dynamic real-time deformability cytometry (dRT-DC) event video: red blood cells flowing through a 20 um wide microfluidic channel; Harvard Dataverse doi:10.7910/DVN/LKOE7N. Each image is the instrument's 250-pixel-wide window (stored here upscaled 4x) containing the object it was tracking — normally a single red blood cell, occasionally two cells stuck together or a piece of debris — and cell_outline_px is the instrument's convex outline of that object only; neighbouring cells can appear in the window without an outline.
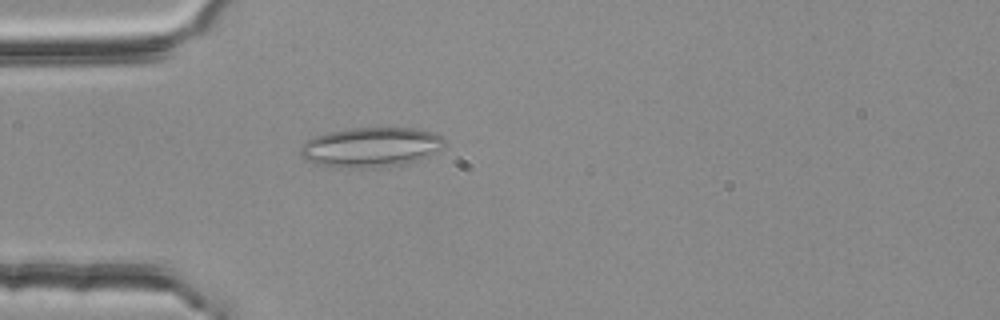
{"species": "common noctule bat (a hibernating species)", "species_latin": "Nyctalus noctula", "temperature_condition": "room temperature", "stored_images_in_passage": 30, "camera_frame_rate_fps": 3000, "um_per_image_px": 0.085, "animal": {"sex": "female", "body_mass_g": 25.1}, "frame": {"image": 1, "passage_image": 2, "time_ms": 0.333, "image_size_px": [1000, 320], "cell_outline_px": [[444, 144], [440, 148], [428, 156], [400, 164], [364, 168], [336, 168], [316, 164], [304, 160], [300, 156], [300, 148], [312, 136], [328, 132], [352, 128], [420, 128], [444, 136]], "centroid_in_image_um": [31.47, 12.5], "position_along_channel_um": 53.5, "area_um2": 33.41}}
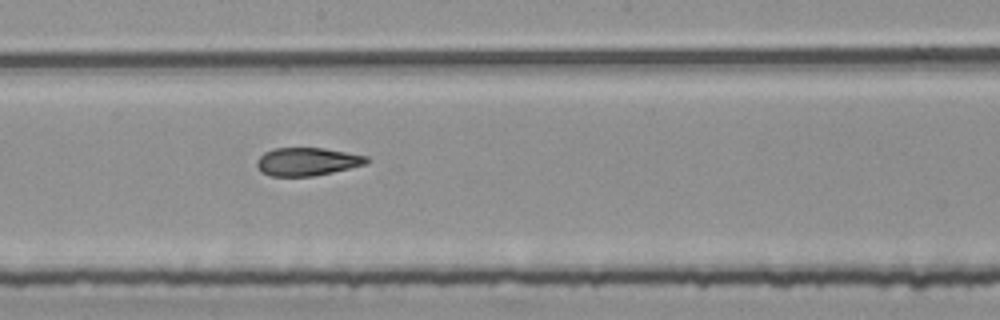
{"frame": {"image": 2, "passage_image": 16, "time_ms": 5.0, "image_size_px": [1000, 320], "cell_outline_px": [[368, 164], [332, 172], [312, 176], [268, 176], [260, 172], [256, 164], [256, 160], [264, 152], [272, 148], [324, 148], [368, 156]], "centroid_in_image_um": [26.08, 13.74], "position_along_channel_um": 222.1, "area_um2": 18.09}}
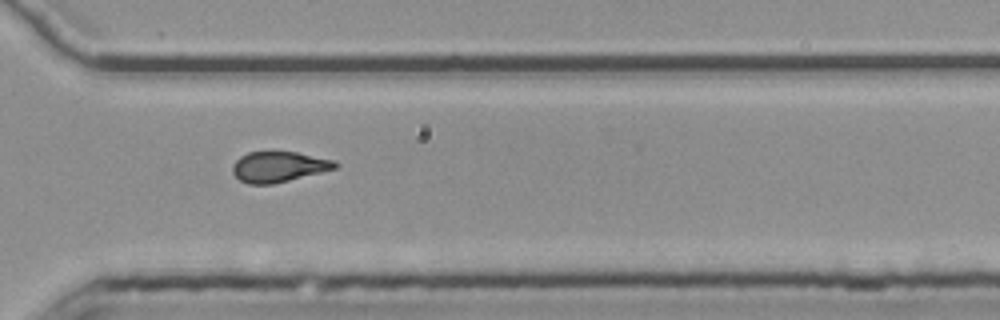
{"frame": {"image": 3, "passage_image": 26, "time_ms": 8.333, "image_size_px": [1000, 320], "cell_outline_px": [[340, 164], [336, 168], [272, 184], [248, 184], [240, 180], [232, 172], [232, 164], [240, 156], [248, 152], [296, 152], [336, 160]], "centroid_in_image_um": [23.68, 14.17], "position_along_channel_um": 346.9, "area_um2": 18.15}, "authors_computed_cell_mechanics": {"area_um2": 18.8428, "velocity_mm_per_s": 3.7518, "shape_relaxation_time_tau1_ms": null, "shape_relaxation_time_tau2_ms": 2.8912, "deformation_change_tau1": null, "deformation_change_tau2": 0.1101}}